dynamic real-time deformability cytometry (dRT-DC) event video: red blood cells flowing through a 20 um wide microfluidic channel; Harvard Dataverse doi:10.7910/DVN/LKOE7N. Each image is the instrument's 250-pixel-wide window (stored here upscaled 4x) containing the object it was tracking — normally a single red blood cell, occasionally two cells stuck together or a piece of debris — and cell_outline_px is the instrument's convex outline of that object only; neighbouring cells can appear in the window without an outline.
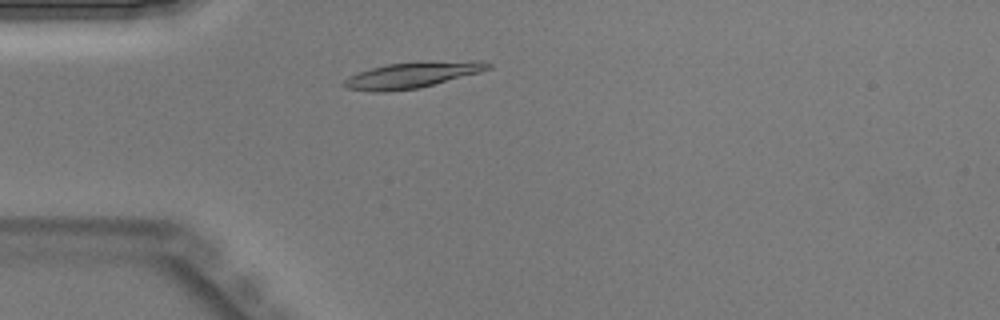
{"species": "Egyptian fruit bat (a non-hibernating species)", "species_latin": "Rousettus aegyptiacus", "temperature_condition": "warm", "stored_images_in_passage": 37, "camera_frame_rate_fps": 3000, "um_per_image_px": 0.085, "animal": {"sex": "male"}, "frame": {"image": 1, "passage_image": 5, "time_ms": 1.333, "image_size_px": [1000, 320], "cell_outline_px": [[492, 68], [480, 72], [420, 88], [384, 92], [372, 92], [344, 88], [340, 84], [348, 76], [372, 68], [388, 64], [420, 60], [484, 60], [492, 64]], "centroid_in_image_um": [35.08, 6.35], "position_along_channel_um": 49.9, "area_um2": 22.43}}
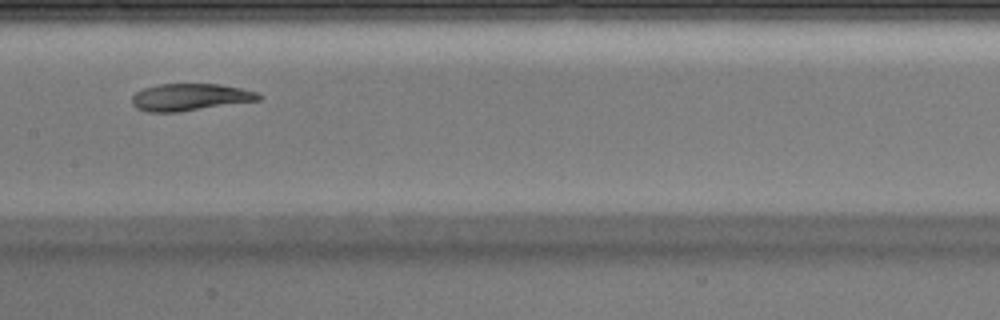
{"frame": {"image": 2, "passage_image": 15, "time_ms": 4.667, "image_size_px": [1000, 320], "cell_outline_px": [[264, 96], [260, 100], [176, 112], [148, 112], [136, 108], [132, 104], [132, 96], [136, 92], [144, 88], [156, 84], [220, 84], [260, 92]], "centroid_in_image_um": [16.17, 8.25], "position_along_channel_um": 191.2, "area_um2": 20.06}}
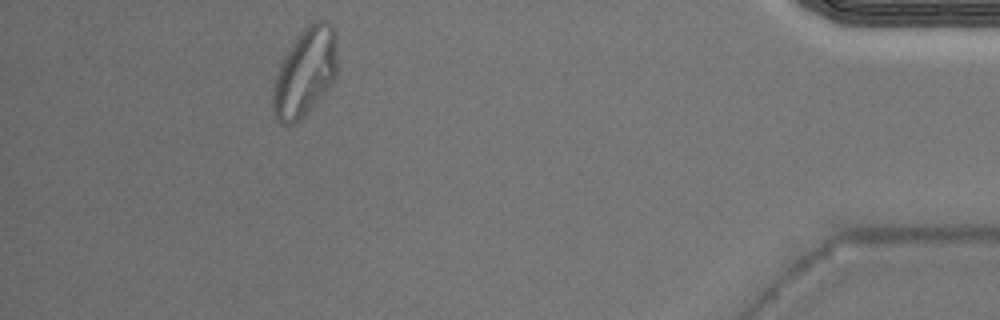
{"frame": {"image": 3, "passage_image": 33, "time_ms": 10.667, "image_size_px": [1000, 320], "cell_outline_px": [[336, 80], [304, 116], [300, 120], [292, 124], [280, 124], [276, 120], [272, 112], [272, 88], [280, 64], [284, 56], [300, 32], [312, 20], [320, 16], [328, 20], [332, 24], [336, 36]], "centroid_in_image_um": [25.94, 6.12], "position_along_channel_um": 409.3, "area_um2": 33.7}}